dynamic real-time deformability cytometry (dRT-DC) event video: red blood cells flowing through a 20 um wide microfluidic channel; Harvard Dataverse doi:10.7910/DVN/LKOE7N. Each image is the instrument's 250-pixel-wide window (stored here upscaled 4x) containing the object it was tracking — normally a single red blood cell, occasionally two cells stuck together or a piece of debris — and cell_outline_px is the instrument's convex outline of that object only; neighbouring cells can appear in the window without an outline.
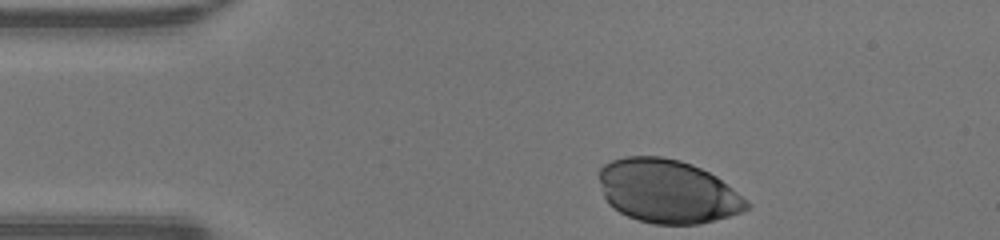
{"species": "human", "species_latin": "Homo sapiens", "temperature_condition": "warm", "stored_images_in_passage": 32, "camera_frame_rate_fps": 3000, "um_per_image_px": 0.085, "donor": {"sex": "male"}, "frame": {"image": 1, "passage_image": 1, "time_ms": 0.0, "image_size_px": [1000, 240], "cell_outline_px": [[752, 204], [748, 208], [740, 212], [728, 216], [700, 224], [656, 224], [640, 220], [628, 216], [620, 212], [608, 204], [604, 196], [600, 184], [600, 168], [604, 164], [612, 160], [624, 156], [660, 156], [680, 160], [692, 164], [716, 176], [748, 200]], "centroid_in_image_um": [56.74, 16.25], "position_along_channel_um": 28.3, "area_um2": 54.51}}
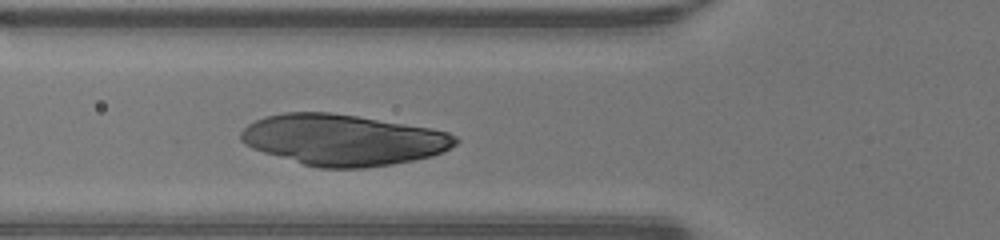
{"frame": {"image": 2, "passage_image": 10, "time_ms": 3.0, "image_size_px": [1000, 240], "cell_outline_px": [[460, 140], [456, 144], [444, 152], [432, 156], [392, 164], [360, 168], [320, 168], [304, 164], [264, 152], [252, 148], [244, 144], [240, 140], [240, 132], [248, 124], [264, 116], [284, 112], [328, 112], [356, 116], [432, 128], [448, 132], [456, 136]], "centroid_in_image_um": [29.17, 11.88], "position_along_channel_um": 96.6, "area_um2": 63.7}}
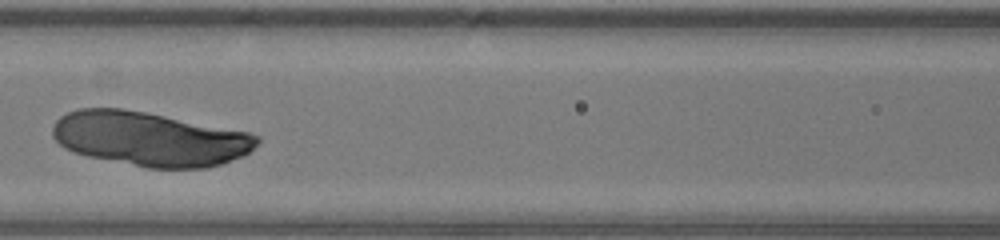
{"frame": {"image": 3, "passage_image": 14, "time_ms": 4.333, "image_size_px": [1000, 240], "cell_outline_px": [[260, 140], [244, 156], [224, 164], [208, 168], [148, 168], [88, 156], [72, 152], [64, 148], [52, 136], [52, 124], [60, 116], [68, 112], [80, 108], [120, 108], [144, 112], [248, 132], [260, 136]], "centroid_in_image_um": [12.71, 11.81], "position_along_channel_um": 153.9, "area_um2": 64.62}}